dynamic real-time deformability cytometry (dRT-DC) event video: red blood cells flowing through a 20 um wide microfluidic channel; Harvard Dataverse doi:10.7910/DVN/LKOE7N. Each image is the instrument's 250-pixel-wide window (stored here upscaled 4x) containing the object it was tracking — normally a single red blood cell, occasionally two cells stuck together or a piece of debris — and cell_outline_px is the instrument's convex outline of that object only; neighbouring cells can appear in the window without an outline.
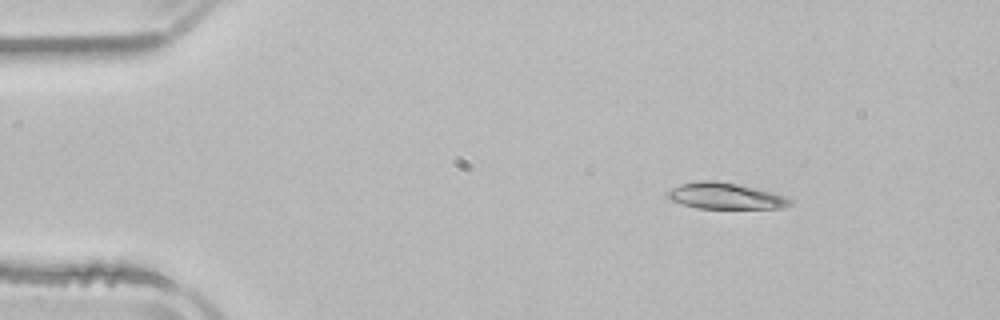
{"species": "common noctule bat (a hibernating species)", "species_latin": "Nyctalus noctula", "temperature_condition": "room temperature", "stored_images_in_passage": 3, "camera_frame_rate_fps": 3000, "um_per_image_px": 0.085, "animal": {"sex": "male", "body_mass_g": 21.5, "forearm_length_mm": 52.0}, "frame": {"image": 1, "passage_image": 1, "time_ms": 0.0, "image_size_px": [1000, 320], "cell_outline_px": [[792, 204], [780, 208], [696, 208], [672, 200], [668, 196], [668, 192], [672, 188], [680, 184], [700, 180], [708, 180], [732, 184], [752, 188], [784, 196], [792, 200]], "centroid_in_image_um": [61.63, 16.67], "position_along_channel_um": 23.4, "area_um2": 17.98}}
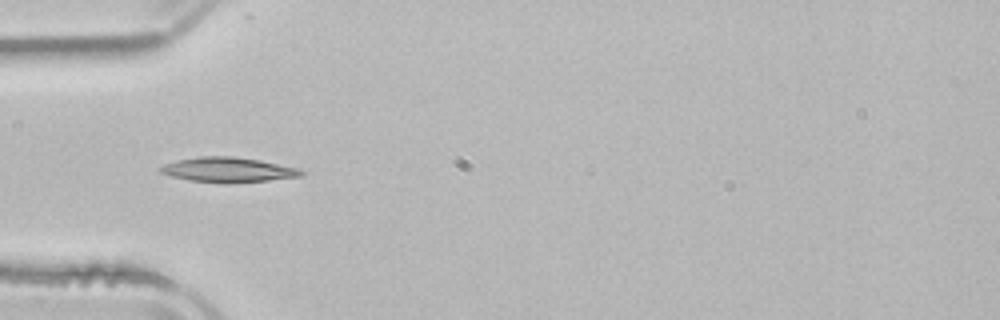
{"frame": {"image": 2, "passage_image": 3, "time_ms": 3.0, "image_size_px": [1000, 320], "cell_outline_px": [[304, 176], [268, 180], [228, 184], [224, 184], [188, 180], [172, 176], [160, 172], [156, 168], [164, 164], [176, 160], [200, 156], [232, 156], [260, 160], [300, 168], [304, 172]], "centroid_in_image_um": [19.38, 14.44], "position_along_channel_um": 65.6, "area_um2": 20.75}}